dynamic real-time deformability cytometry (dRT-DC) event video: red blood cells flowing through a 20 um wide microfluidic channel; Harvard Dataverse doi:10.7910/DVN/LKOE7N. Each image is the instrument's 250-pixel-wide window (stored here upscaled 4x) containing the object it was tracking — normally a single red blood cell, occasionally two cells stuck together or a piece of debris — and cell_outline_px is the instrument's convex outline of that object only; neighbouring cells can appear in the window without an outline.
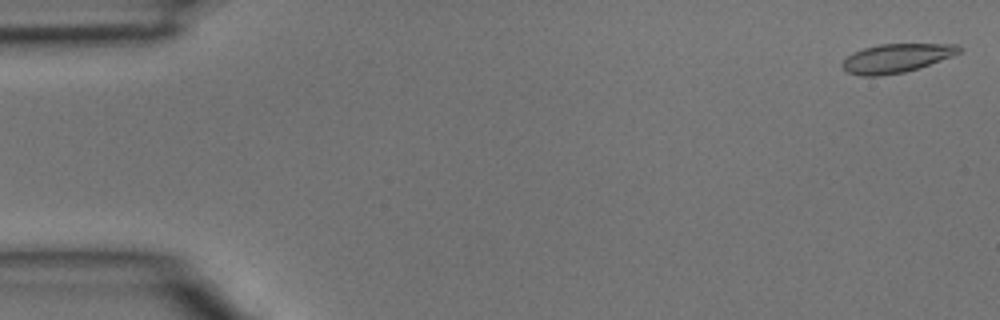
{"species": "common noctule bat (a hibernating species)", "species_latin": "Nyctalus noctula", "temperature_condition": "room temperature", "stored_images_in_passage": 4, "camera_frame_rate_fps": 3000, "um_per_image_px": 0.085, "animal": {"sex": "male", "body_mass_g": 15.6}, "frame": {"image": 1, "passage_image": 1, "time_ms": 0.0, "image_size_px": [1000, 320], "cell_outline_px": [[964, 48], [960, 52], [952, 56], [920, 68], [904, 72], [880, 76], [860, 76], [848, 72], [840, 64], [852, 52], [864, 48], [880, 44], [956, 44]], "centroid_in_image_um": [76.2, 4.94], "position_along_channel_um": 8.8, "area_um2": 19.65}}
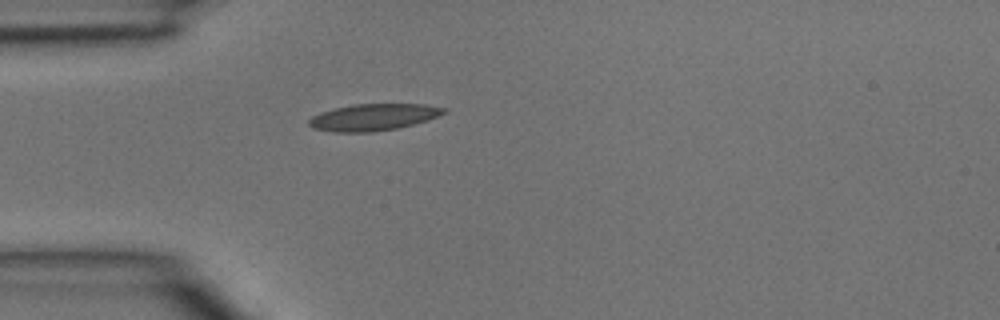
{"frame": {"image": 2, "passage_image": 4, "time_ms": 1.0, "image_size_px": [1000, 320], "cell_outline_px": [[448, 112], [428, 120], [396, 128], [372, 132], [332, 132], [312, 128], [308, 124], [308, 120], [312, 116], [320, 112], [352, 104], [424, 104], [444, 108]], "centroid_in_image_um": [31.71, 9.96], "position_along_channel_um": 53.3, "area_um2": 20.98}}